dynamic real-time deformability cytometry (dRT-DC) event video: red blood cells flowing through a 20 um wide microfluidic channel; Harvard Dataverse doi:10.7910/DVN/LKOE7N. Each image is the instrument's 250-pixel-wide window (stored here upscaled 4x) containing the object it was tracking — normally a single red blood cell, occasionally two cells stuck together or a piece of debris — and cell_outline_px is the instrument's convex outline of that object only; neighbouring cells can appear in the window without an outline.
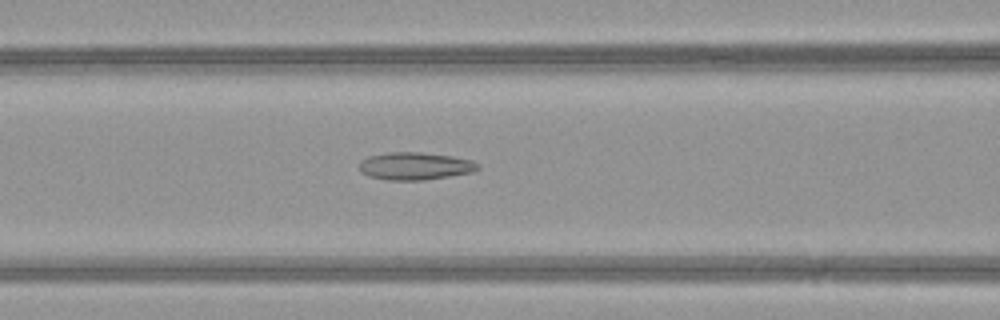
{"species": "common noctule bat (a hibernating species)", "species_latin": "Nyctalus noctula", "temperature_condition": "warm", "stored_images_in_passage": 51, "camera_frame_rate_fps": 3000, "um_per_image_px": 0.085, "animal": {"sex": "female", "body_mass_g": 21.9}, "frame": {"image": 1, "passage_image": 23, "time_ms": 7.333, "image_size_px": [1000, 320], "cell_outline_px": [[480, 168], [472, 172], [424, 180], [388, 180], [368, 176], [360, 172], [360, 160], [368, 156], [388, 152], [420, 152], [452, 156], [472, 160], [480, 164]], "centroid_in_image_um": [35.27, 14.11], "position_along_channel_um": 131.3, "area_um2": 19.13}}
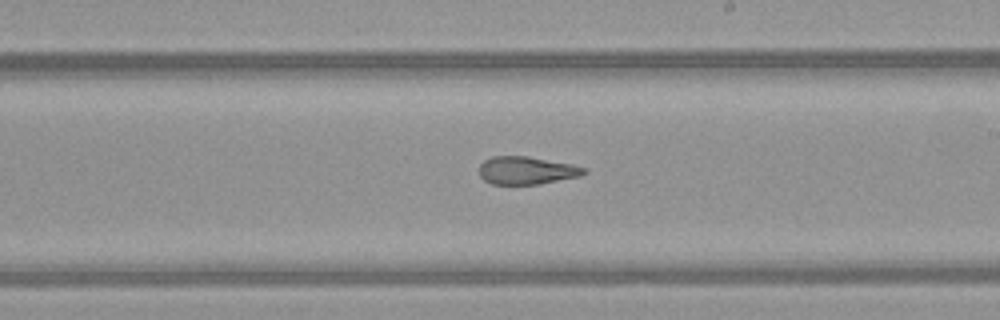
{"frame": {"image": 2, "passage_image": 31, "time_ms": 10.0, "image_size_px": [1000, 320], "cell_outline_px": [[588, 172], [580, 176], [540, 184], [492, 184], [484, 180], [480, 176], [480, 164], [484, 160], [492, 156], [528, 156], [572, 164], [588, 168]], "centroid_in_image_um": [44.79, 14.48], "position_along_channel_um": 244.2, "area_um2": 17.11}}
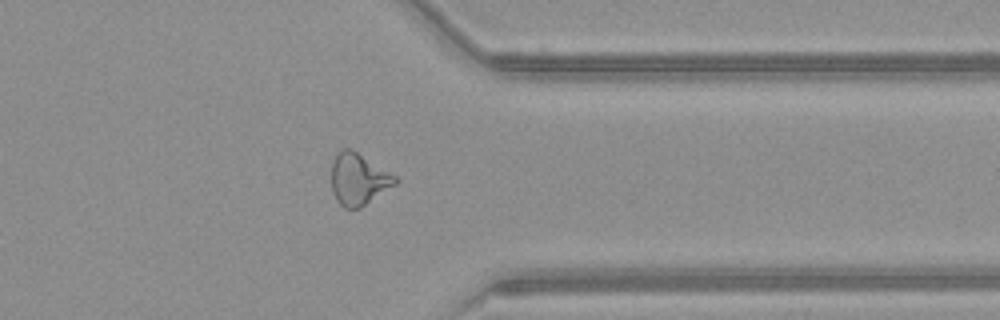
{"frame": {"image": 3, "passage_image": 41, "time_ms": 13.333, "image_size_px": [1000, 320], "cell_outline_px": [[400, 180], [396, 184], [360, 208], [344, 208], [336, 200], [332, 192], [332, 160], [344, 148], [348, 148], [356, 152], [396, 176]], "centroid_in_image_um": [30.47, 15.26], "position_along_channel_um": 380.9, "area_um2": 18.9}, "authors_computed_cell_mechanics": {"area_um2": 20.7502, "velocity_mm_per_s": 4.2265, "shape_relaxation_time_tau1_ms": null, "shape_relaxation_time_tau2_ms": 1.9247, "deformation_change_tau1": null, "deformation_change_tau2": 0.1113}}